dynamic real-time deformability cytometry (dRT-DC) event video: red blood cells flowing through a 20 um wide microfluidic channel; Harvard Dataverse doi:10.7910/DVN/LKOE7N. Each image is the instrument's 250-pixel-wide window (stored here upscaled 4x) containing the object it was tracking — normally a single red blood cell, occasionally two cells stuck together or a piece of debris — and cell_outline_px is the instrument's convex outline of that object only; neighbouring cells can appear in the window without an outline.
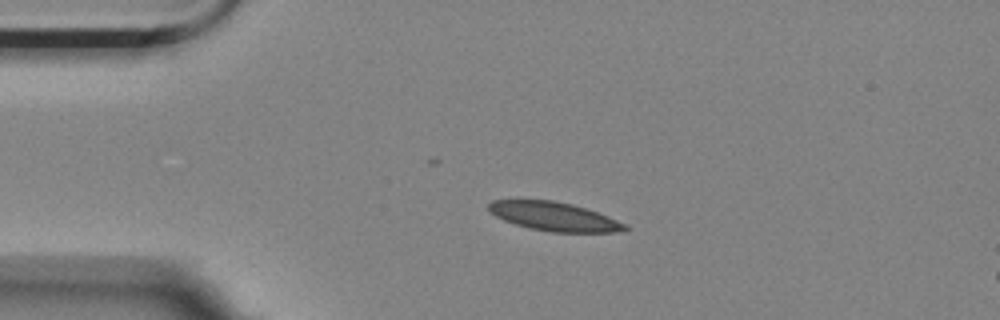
{"species": "Egyptian fruit bat (a non-hibernating species)", "species_latin": "Rousettus aegyptiacus", "temperature_condition": "room temperature", "stored_images_in_passage": 5, "segment_of_instrument_passage": [1, 2], "camera_frame_rate_fps": 3000, "um_per_image_px": 0.085, "animal": {"sex": "female"}, "frame": {"image": 1, "passage_image": 3, "time_ms": 0.667, "image_size_px": [1000, 320], "cell_outline_px": [[628, 228], [616, 232], [552, 232], [528, 228], [504, 220], [496, 216], [488, 208], [488, 204], [492, 200], [552, 200], [572, 204], [596, 212], [616, 220], [624, 224]], "centroid_in_image_um": [47.05, 18.4], "position_along_channel_um": 37.9, "area_um2": 22.43}}